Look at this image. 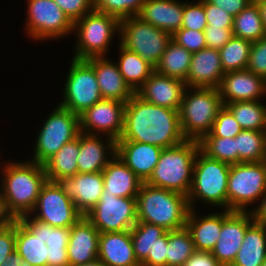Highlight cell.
I'll return each instance as SVG.
<instances>
[{
  "label": "cell",
  "mask_w": 266,
  "mask_h": 266,
  "mask_svg": "<svg viewBox=\"0 0 266 266\" xmlns=\"http://www.w3.org/2000/svg\"><path fill=\"white\" fill-rule=\"evenodd\" d=\"M266 259V239L263 226L253 222L245 232L243 242L230 266H260Z\"/></svg>",
  "instance_id": "30"
},
{
  "label": "cell",
  "mask_w": 266,
  "mask_h": 266,
  "mask_svg": "<svg viewBox=\"0 0 266 266\" xmlns=\"http://www.w3.org/2000/svg\"><path fill=\"white\" fill-rule=\"evenodd\" d=\"M167 230L161 226L147 222H137L130 230L134 254L141 263L148 254H152L156 239L163 236Z\"/></svg>",
  "instance_id": "39"
},
{
  "label": "cell",
  "mask_w": 266,
  "mask_h": 266,
  "mask_svg": "<svg viewBox=\"0 0 266 266\" xmlns=\"http://www.w3.org/2000/svg\"><path fill=\"white\" fill-rule=\"evenodd\" d=\"M185 140L178 110L153 105L136 93L125 104L124 130L117 141L148 143L164 149Z\"/></svg>",
  "instance_id": "1"
},
{
  "label": "cell",
  "mask_w": 266,
  "mask_h": 266,
  "mask_svg": "<svg viewBox=\"0 0 266 266\" xmlns=\"http://www.w3.org/2000/svg\"><path fill=\"white\" fill-rule=\"evenodd\" d=\"M207 27L203 0L194 3L184 2L183 21L181 28L204 31Z\"/></svg>",
  "instance_id": "43"
},
{
  "label": "cell",
  "mask_w": 266,
  "mask_h": 266,
  "mask_svg": "<svg viewBox=\"0 0 266 266\" xmlns=\"http://www.w3.org/2000/svg\"><path fill=\"white\" fill-rule=\"evenodd\" d=\"M84 216L100 233L130 231L138 222L136 198L117 197L103 190L99 202Z\"/></svg>",
  "instance_id": "14"
},
{
  "label": "cell",
  "mask_w": 266,
  "mask_h": 266,
  "mask_svg": "<svg viewBox=\"0 0 266 266\" xmlns=\"http://www.w3.org/2000/svg\"><path fill=\"white\" fill-rule=\"evenodd\" d=\"M243 129L235 119L231 111L223 106L214 121L213 128L210 133H207L203 137H230L234 138Z\"/></svg>",
  "instance_id": "42"
},
{
  "label": "cell",
  "mask_w": 266,
  "mask_h": 266,
  "mask_svg": "<svg viewBox=\"0 0 266 266\" xmlns=\"http://www.w3.org/2000/svg\"><path fill=\"white\" fill-rule=\"evenodd\" d=\"M195 209H190L186 228L189 230L196 251L211 252L215 247L222 229L223 209L206 216H196Z\"/></svg>",
  "instance_id": "29"
},
{
  "label": "cell",
  "mask_w": 266,
  "mask_h": 266,
  "mask_svg": "<svg viewBox=\"0 0 266 266\" xmlns=\"http://www.w3.org/2000/svg\"><path fill=\"white\" fill-rule=\"evenodd\" d=\"M207 27H225L232 28L234 16L230 15L223 8L203 0Z\"/></svg>",
  "instance_id": "47"
},
{
  "label": "cell",
  "mask_w": 266,
  "mask_h": 266,
  "mask_svg": "<svg viewBox=\"0 0 266 266\" xmlns=\"http://www.w3.org/2000/svg\"><path fill=\"white\" fill-rule=\"evenodd\" d=\"M70 266H106L99 258L91 261V262H87L85 264H80V265H70Z\"/></svg>",
  "instance_id": "57"
},
{
  "label": "cell",
  "mask_w": 266,
  "mask_h": 266,
  "mask_svg": "<svg viewBox=\"0 0 266 266\" xmlns=\"http://www.w3.org/2000/svg\"><path fill=\"white\" fill-rule=\"evenodd\" d=\"M265 192V161L241 162L230 166L227 184V210L247 211L248 205L259 201Z\"/></svg>",
  "instance_id": "9"
},
{
  "label": "cell",
  "mask_w": 266,
  "mask_h": 266,
  "mask_svg": "<svg viewBox=\"0 0 266 266\" xmlns=\"http://www.w3.org/2000/svg\"><path fill=\"white\" fill-rule=\"evenodd\" d=\"M199 149L197 140H185L177 146L164 148L150 178L145 183L188 196Z\"/></svg>",
  "instance_id": "5"
},
{
  "label": "cell",
  "mask_w": 266,
  "mask_h": 266,
  "mask_svg": "<svg viewBox=\"0 0 266 266\" xmlns=\"http://www.w3.org/2000/svg\"><path fill=\"white\" fill-rule=\"evenodd\" d=\"M16 221L5 228H0V264L6 257L15 252Z\"/></svg>",
  "instance_id": "49"
},
{
  "label": "cell",
  "mask_w": 266,
  "mask_h": 266,
  "mask_svg": "<svg viewBox=\"0 0 266 266\" xmlns=\"http://www.w3.org/2000/svg\"><path fill=\"white\" fill-rule=\"evenodd\" d=\"M183 266H222L211 252L195 251Z\"/></svg>",
  "instance_id": "52"
},
{
  "label": "cell",
  "mask_w": 266,
  "mask_h": 266,
  "mask_svg": "<svg viewBox=\"0 0 266 266\" xmlns=\"http://www.w3.org/2000/svg\"><path fill=\"white\" fill-rule=\"evenodd\" d=\"M80 150V134L64 144L43 166L48 181L56 182L61 177H72L78 173L77 157Z\"/></svg>",
  "instance_id": "31"
},
{
  "label": "cell",
  "mask_w": 266,
  "mask_h": 266,
  "mask_svg": "<svg viewBox=\"0 0 266 266\" xmlns=\"http://www.w3.org/2000/svg\"><path fill=\"white\" fill-rule=\"evenodd\" d=\"M67 75L60 106L80 115L103 99L94 68L86 60L73 58Z\"/></svg>",
  "instance_id": "12"
},
{
  "label": "cell",
  "mask_w": 266,
  "mask_h": 266,
  "mask_svg": "<svg viewBox=\"0 0 266 266\" xmlns=\"http://www.w3.org/2000/svg\"><path fill=\"white\" fill-rule=\"evenodd\" d=\"M125 104L114 99H102L79 115L80 132L104 134L115 141L124 130Z\"/></svg>",
  "instance_id": "16"
},
{
  "label": "cell",
  "mask_w": 266,
  "mask_h": 266,
  "mask_svg": "<svg viewBox=\"0 0 266 266\" xmlns=\"http://www.w3.org/2000/svg\"><path fill=\"white\" fill-rule=\"evenodd\" d=\"M140 266H158V265L140 264Z\"/></svg>",
  "instance_id": "60"
},
{
  "label": "cell",
  "mask_w": 266,
  "mask_h": 266,
  "mask_svg": "<svg viewBox=\"0 0 266 266\" xmlns=\"http://www.w3.org/2000/svg\"><path fill=\"white\" fill-rule=\"evenodd\" d=\"M95 71L99 90L103 99H114L127 103L135 94L125 82L115 62L105 57H92L86 60Z\"/></svg>",
  "instance_id": "23"
},
{
  "label": "cell",
  "mask_w": 266,
  "mask_h": 266,
  "mask_svg": "<svg viewBox=\"0 0 266 266\" xmlns=\"http://www.w3.org/2000/svg\"><path fill=\"white\" fill-rule=\"evenodd\" d=\"M117 66L125 82L136 92L155 71V67L140 55L120 45Z\"/></svg>",
  "instance_id": "32"
},
{
  "label": "cell",
  "mask_w": 266,
  "mask_h": 266,
  "mask_svg": "<svg viewBox=\"0 0 266 266\" xmlns=\"http://www.w3.org/2000/svg\"><path fill=\"white\" fill-rule=\"evenodd\" d=\"M0 266H30L16 251L7 256Z\"/></svg>",
  "instance_id": "55"
},
{
  "label": "cell",
  "mask_w": 266,
  "mask_h": 266,
  "mask_svg": "<svg viewBox=\"0 0 266 266\" xmlns=\"http://www.w3.org/2000/svg\"><path fill=\"white\" fill-rule=\"evenodd\" d=\"M237 163L261 162L266 157V131L242 130L236 136Z\"/></svg>",
  "instance_id": "36"
},
{
  "label": "cell",
  "mask_w": 266,
  "mask_h": 266,
  "mask_svg": "<svg viewBox=\"0 0 266 266\" xmlns=\"http://www.w3.org/2000/svg\"><path fill=\"white\" fill-rule=\"evenodd\" d=\"M260 8L263 26L266 32V0H255Z\"/></svg>",
  "instance_id": "56"
},
{
  "label": "cell",
  "mask_w": 266,
  "mask_h": 266,
  "mask_svg": "<svg viewBox=\"0 0 266 266\" xmlns=\"http://www.w3.org/2000/svg\"><path fill=\"white\" fill-rule=\"evenodd\" d=\"M162 148L135 141H116V155L146 182L159 161Z\"/></svg>",
  "instance_id": "24"
},
{
  "label": "cell",
  "mask_w": 266,
  "mask_h": 266,
  "mask_svg": "<svg viewBox=\"0 0 266 266\" xmlns=\"http://www.w3.org/2000/svg\"><path fill=\"white\" fill-rule=\"evenodd\" d=\"M167 244L168 231L163 236L156 239L152 254H148L140 264L166 266Z\"/></svg>",
  "instance_id": "50"
},
{
  "label": "cell",
  "mask_w": 266,
  "mask_h": 266,
  "mask_svg": "<svg viewBox=\"0 0 266 266\" xmlns=\"http://www.w3.org/2000/svg\"><path fill=\"white\" fill-rule=\"evenodd\" d=\"M69 237L70 228L52 227L29 214L22 215L16 220L15 251L30 266H70Z\"/></svg>",
  "instance_id": "2"
},
{
  "label": "cell",
  "mask_w": 266,
  "mask_h": 266,
  "mask_svg": "<svg viewBox=\"0 0 266 266\" xmlns=\"http://www.w3.org/2000/svg\"><path fill=\"white\" fill-rule=\"evenodd\" d=\"M233 36L249 41H258L266 36L260 8L254 0L233 21Z\"/></svg>",
  "instance_id": "34"
},
{
  "label": "cell",
  "mask_w": 266,
  "mask_h": 266,
  "mask_svg": "<svg viewBox=\"0 0 266 266\" xmlns=\"http://www.w3.org/2000/svg\"><path fill=\"white\" fill-rule=\"evenodd\" d=\"M136 207L138 222L155 224L167 231L185 227L190 210L186 195L145 182L136 196Z\"/></svg>",
  "instance_id": "4"
},
{
  "label": "cell",
  "mask_w": 266,
  "mask_h": 266,
  "mask_svg": "<svg viewBox=\"0 0 266 266\" xmlns=\"http://www.w3.org/2000/svg\"><path fill=\"white\" fill-rule=\"evenodd\" d=\"M205 44L208 48L220 50L233 37L232 28L206 27Z\"/></svg>",
  "instance_id": "48"
},
{
  "label": "cell",
  "mask_w": 266,
  "mask_h": 266,
  "mask_svg": "<svg viewBox=\"0 0 266 266\" xmlns=\"http://www.w3.org/2000/svg\"><path fill=\"white\" fill-rule=\"evenodd\" d=\"M56 182L83 215L99 202L104 190L102 172L77 173L72 177H61Z\"/></svg>",
  "instance_id": "18"
},
{
  "label": "cell",
  "mask_w": 266,
  "mask_h": 266,
  "mask_svg": "<svg viewBox=\"0 0 266 266\" xmlns=\"http://www.w3.org/2000/svg\"><path fill=\"white\" fill-rule=\"evenodd\" d=\"M60 9L75 23L86 13L94 10V0H53Z\"/></svg>",
  "instance_id": "46"
},
{
  "label": "cell",
  "mask_w": 266,
  "mask_h": 266,
  "mask_svg": "<svg viewBox=\"0 0 266 266\" xmlns=\"http://www.w3.org/2000/svg\"><path fill=\"white\" fill-rule=\"evenodd\" d=\"M195 251L191 234L186 226L168 231L166 266H183Z\"/></svg>",
  "instance_id": "38"
},
{
  "label": "cell",
  "mask_w": 266,
  "mask_h": 266,
  "mask_svg": "<svg viewBox=\"0 0 266 266\" xmlns=\"http://www.w3.org/2000/svg\"><path fill=\"white\" fill-rule=\"evenodd\" d=\"M172 40L185 47L191 53L198 52L207 47L204 31L180 28L172 35Z\"/></svg>",
  "instance_id": "44"
},
{
  "label": "cell",
  "mask_w": 266,
  "mask_h": 266,
  "mask_svg": "<svg viewBox=\"0 0 266 266\" xmlns=\"http://www.w3.org/2000/svg\"><path fill=\"white\" fill-rule=\"evenodd\" d=\"M41 126L37 134L31 161L44 165L60 148L80 134L78 114L57 106Z\"/></svg>",
  "instance_id": "10"
},
{
  "label": "cell",
  "mask_w": 266,
  "mask_h": 266,
  "mask_svg": "<svg viewBox=\"0 0 266 266\" xmlns=\"http://www.w3.org/2000/svg\"><path fill=\"white\" fill-rule=\"evenodd\" d=\"M100 232L83 216L70 228L67 246L69 265H80L98 258Z\"/></svg>",
  "instance_id": "25"
},
{
  "label": "cell",
  "mask_w": 266,
  "mask_h": 266,
  "mask_svg": "<svg viewBox=\"0 0 266 266\" xmlns=\"http://www.w3.org/2000/svg\"><path fill=\"white\" fill-rule=\"evenodd\" d=\"M224 74L219 50L206 47L193 53L185 84L192 88H219Z\"/></svg>",
  "instance_id": "21"
},
{
  "label": "cell",
  "mask_w": 266,
  "mask_h": 266,
  "mask_svg": "<svg viewBox=\"0 0 266 266\" xmlns=\"http://www.w3.org/2000/svg\"><path fill=\"white\" fill-rule=\"evenodd\" d=\"M76 32L74 59L87 60L92 57H105L114 33H120V20L114 16L93 10L86 13L73 25Z\"/></svg>",
  "instance_id": "8"
},
{
  "label": "cell",
  "mask_w": 266,
  "mask_h": 266,
  "mask_svg": "<svg viewBox=\"0 0 266 266\" xmlns=\"http://www.w3.org/2000/svg\"><path fill=\"white\" fill-rule=\"evenodd\" d=\"M119 36V45L137 53L154 67L172 40L170 33L144 22L138 16L120 20Z\"/></svg>",
  "instance_id": "11"
},
{
  "label": "cell",
  "mask_w": 266,
  "mask_h": 266,
  "mask_svg": "<svg viewBox=\"0 0 266 266\" xmlns=\"http://www.w3.org/2000/svg\"><path fill=\"white\" fill-rule=\"evenodd\" d=\"M52 227L71 228L84 215L74 205L57 182L46 181L40 190L36 205L29 215Z\"/></svg>",
  "instance_id": "15"
},
{
  "label": "cell",
  "mask_w": 266,
  "mask_h": 266,
  "mask_svg": "<svg viewBox=\"0 0 266 266\" xmlns=\"http://www.w3.org/2000/svg\"><path fill=\"white\" fill-rule=\"evenodd\" d=\"M252 43V41L233 36L219 50L224 73L247 68Z\"/></svg>",
  "instance_id": "37"
},
{
  "label": "cell",
  "mask_w": 266,
  "mask_h": 266,
  "mask_svg": "<svg viewBox=\"0 0 266 266\" xmlns=\"http://www.w3.org/2000/svg\"><path fill=\"white\" fill-rule=\"evenodd\" d=\"M198 142L200 150L210 158L230 165L237 163L236 136L202 137Z\"/></svg>",
  "instance_id": "40"
},
{
  "label": "cell",
  "mask_w": 266,
  "mask_h": 266,
  "mask_svg": "<svg viewBox=\"0 0 266 266\" xmlns=\"http://www.w3.org/2000/svg\"><path fill=\"white\" fill-rule=\"evenodd\" d=\"M100 138V134L80 132V150L77 157L78 173L102 172L111 160L110 158L116 155V141L106 136L104 137L106 144Z\"/></svg>",
  "instance_id": "22"
},
{
  "label": "cell",
  "mask_w": 266,
  "mask_h": 266,
  "mask_svg": "<svg viewBox=\"0 0 266 266\" xmlns=\"http://www.w3.org/2000/svg\"><path fill=\"white\" fill-rule=\"evenodd\" d=\"M102 174L104 191L117 197L136 198L143 184L118 155L111 158Z\"/></svg>",
  "instance_id": "28"
},
{
  "label": "cell",
  "mask_w": 266,
  "mask_h": 266,
  "mask_svg": "<svg viewBox=\"0 0 266 266\" xmlns=\"http://www.w3.org/2000/svg\"><path fill=\"white\" fill-rule=\"evenodd\" d=\"M220 8H223L232 16L238 15L243 9H245L254 0H207Z\"/></svg>",
  "instance_id": "51"
},
{
  "label": "cell",
  "mask_w": 266,
  "mask_h": 266,
  "mask_svg": "<svg viewBox=\"0 0 266 266\" xmlns=\"http://www.w3.org/2000/svg\"><path fill=\"white\" fill-rule=\"evenodd\" d=\"M183 12L184 3L178 0H146L137 16L173 35L182 26Z\"/></svg>",
  "instance_id": "26"
},
{
  "label": "cell",
  "mask_w": 266,
  "mask_h": 266,
  "mask_svg": "<svg viewBox=\"0 0 266 266\" xmlns=\"http://www.w3.org/2000/svg\"><path fill=\"white\" fill-rule=\"evenodd\" d=\"M193 53L171 40L161 56L155 71L159 74L186 81Z\"/></svg>",
  "instance_id": "33"
},
{
  "label": "cell",
  "mask_w": 266,
  "mask_h": 266,
  "mask_svg": "<svg viewBox=\"0 0 266 266\" xmlns=\"http://www.w3.org/2000/svg\"><path fill=\"white\" fill-rule=\"evenodd\" d=\"M146 0H94V10L119 20L137 16Z\"/></svg>",
  "instance_id": "41"
},
{
  "label": "cell",
  "mask_w": 266,
  "mask_h": 266,
  "mask_svg": "<svg viewBox=\"0 0 266 266\" xmlns=\"http://www.w3.org/2000/svg\"><path fill=\"white\" fill-rule=\"evenodd\" d=\"M26 33L32 40H50L73 32L74 23L53 0H27Z\"/></svg>",
  "instance_id": "13"
},
{
  "label": "cell",
  "mask_w": 266,
  "mask_h": 266,
  "mask_svg": "<svg viewBox=\"0 0 266 266\" xmlns=\"http://www.w3.org/2000/svg\"><path fill=\"white\" fill-rule=\"evenodd\" d=\"M254 222L249 211L223 210L219 239L211 251L222 266H230L243 242L246 229Z\"/></svg>",
  "instance_id": "17"
},
{
  "label": "cell",
  "mask_w": 266,
  "mask_h": 266,
  "mask_svg": "<svg viewBox=\"0 0 266 266\" xmlns=\"http://www.w3.org/2000/svg\"><path fill=\"white\" fill-rule=\"evenodd\" d=\"M260 101H237L227 103L225 106L243 130L266 131V105Z\"/></svg>",
  "instance_id": "35"
},
{
  "label": "cell",
  "mask_w": 266,
  "mask_h": 266,
  "mask_svg": "<svg viewBox=\"0 0 266 266\" xmlns=\"http://www.w3.org/2000/svg\"><path fill=\"white\" fill-rule=\"evenodd\" d=\"M246 69L266 80V36L252 43Z\"/></svg>",
  "instance_id": "45"
},
{
  "label": "cell",
  "mask_w": 266,
  "mask_h": 266,
  "mask_svg": "<svg viewBox=\"0 0 266 266\" xmlns=\"http://www.w3.org/2000/svg\"><path fill=\"white\" fill-rule=\"evenodd\" d=\"M223 105L237 101L261 100L266 95V80L244 69L225 73L219 86Z\"/></svg>",
  "instance_id": "19"
},
{
  "label": "cell",
  "mask_w": 266,
  "mask_h": 266,
  "mask_svg": "<svg viewBox=\"0 0 266 266\" xmlns=\"http://www.w3.org/2000/svg\"><path fill=\"white\" fill-rule=\"evenodd\" d=\"M230 164L210 158L200 149L196 154L193 178L188 194L190 209H196L194 201L227 210V184Z\"/></svg>",
  "instance_id": "7"
},
{
  "label": "cell",
  "mask_w": 266,
  "mask_h": 266,
  "mask_svg": "<svg viewBox=\"0 0 266 266\" xmlns=\"http://www.w3.org/2000/svg\"><path fill=\"white\" fill-rule=\"evenodd\" d=\"M2 169V185L8 210L16 219L34 209L42 186L47 181L43 165L33 161L7 162Z\"/></svg>",
  "instance_id": "3"
},
{
  "label": "cell",
  "mask_w": 266,
  "mask_h": 266,
  "mask_svg": "<svg viewBox=\"0 0 266 266\" xmlns=\"http://www.w3.org/2000/svg\"><path fill=\"white\" fill-rule=\"evenodd\" d=\"M263 226V230L265 233V239H266V223H260Z\"/></svg>",
  "instance_id": "58"
},
{
  "label": "cell",
  "mask_w": 266,
  "mask_h": 266,
  "mask_svg": "<svg viewBox=\"0 0 266 266\" xmlns=\"http://www.w3.org/2000/svg\"><path fill=\"white\" fill-rule=\"evenodd\" d=\"M260 266H266V259L261 263Z\"/></svg>",
  "instance_id": "59"
},
{
  "label": "cell",
  "mask_w": 266,
  "mask_h": 266,
  "mask_svg": "<svg viewBox=\"0 0 266 266\" xmlns=\"http://www.w3.org/2000/svg\"><path fill=\"white\" fill-rule=\"evenodd\" d=\"M185 88L184 81L154 71L135 93L153 105L179 111Z\"/></svg>",
  "instance_id": "20"
},
{
  "label": "cell",
  "mask_w": 266,
  "mask_h": 266,
  "mask_svg": "<svg viewBox=\"0 0 266 266\" xmlns=\"http://www.w3.org/2000/svg\"><path fill=\"white\" fill-rule=\"evenodd\" d=\"M17 219L8 210L5 197L0 189V228L12 225Z\"/></svg>",
  "instance_id": "53"
},
{
  "label": "cell",
  "mask_w": 266,
  "mask_h": 266,
  "mask_svg": "<svg viewBox=\"0 0 266 266\" xmlns=\"http://www.w3.org/2000/svg\"><path fill=\"white\" fill-rule=\"evenodd\" d=\"M223 106L218 88L186 87L179 110L183 136L187 140L199 141L204 135L210 133L217 114Z\"/></svg>",
  "instance_id": "6"
},
{
  "label": "cell",
  "mask_w": 266,
  "mask_h": 266,
  "mask_svg": "<svg viewBox=\"0 0 266 266\" xmlns=\"http://www.w3.org/2000/svg\"><path fill=\"white\" fill-rule=\"evenodd\" d=\"M98 258L106 266H140L134 254L130 231L100 233Z\"/></svg>",
  "instance_id": "27"
},
{
  "label": "cell",
  "mask_w": 266,
  "mask_h": 266,
  "mask_svg": "<svg viewBox=\"0 0 266 266\" xmlns=\"http://www.w3.org/2000/svg\"><path fill=\"white\" fill-rule=\"evenodd\" d=\"M256 209L251 210L253 220L257 223H266V192L261 197Z\"/></svg>",
  "instance_id": "54"
}]
</instances>
